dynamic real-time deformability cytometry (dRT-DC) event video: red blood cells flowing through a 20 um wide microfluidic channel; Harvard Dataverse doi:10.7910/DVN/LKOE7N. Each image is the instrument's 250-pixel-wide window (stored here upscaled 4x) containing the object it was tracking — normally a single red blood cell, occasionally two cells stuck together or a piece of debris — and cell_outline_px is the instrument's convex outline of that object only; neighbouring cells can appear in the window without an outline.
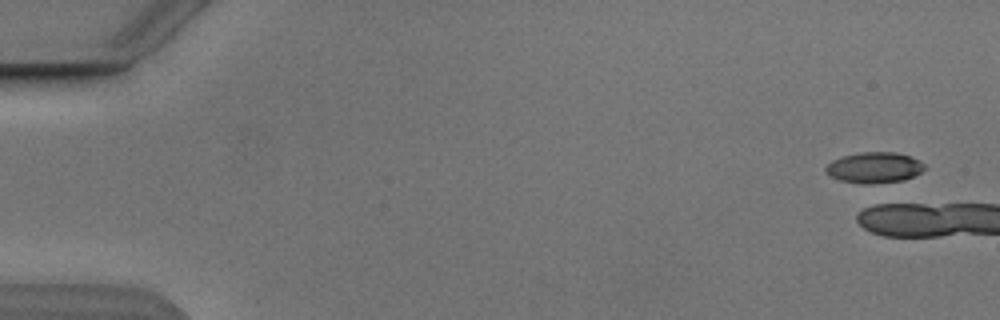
{"species": "Egyptian fruit bat (a non-hibernating species)", "species_latin": "Rousettus aegyptiacus", "temperature_condition": "cold", "stored_images_in_passage": 6, "camera_frame_rate_fps": 3000, "um_per_image_px": 0.085, "animal": {"sex": "male"}, "frame": {"image": 1, "passage_image": 1, "time_ms": 0.0, "image_size_px": [1000, 320], "cell_outline_px": [[924, 168], [920, 172], [904, 180], [872, 184], [860, 184], [840, 180], [824, 172], [824, 168], [832, 160], [844, 156], [860, 152], [896, 152], [920, 160], [924, 164]], "centroid_in_image_um": [74.29, 14.25], "position_along_channel_um": 10.7, "area_um2": 17.69}}